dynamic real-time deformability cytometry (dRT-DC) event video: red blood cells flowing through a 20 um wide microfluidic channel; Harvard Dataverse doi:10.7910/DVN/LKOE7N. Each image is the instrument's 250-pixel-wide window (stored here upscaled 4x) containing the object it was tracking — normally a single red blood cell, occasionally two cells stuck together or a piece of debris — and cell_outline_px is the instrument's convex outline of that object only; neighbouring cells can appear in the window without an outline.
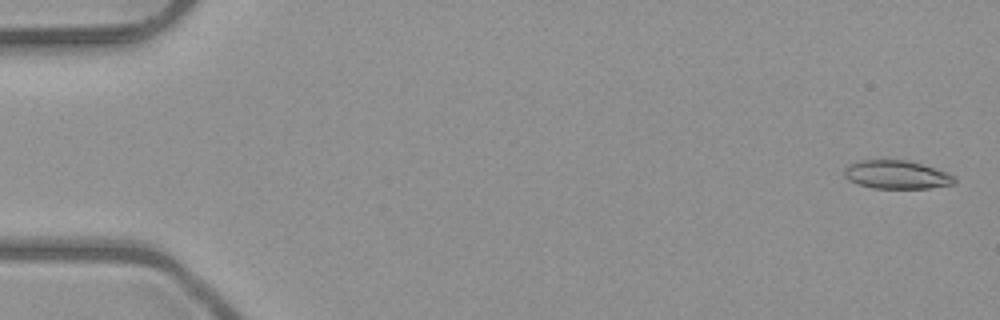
{"species": "common noctule bat (a hibernating species)", "species_latin": "Nyctalus noctula", "temperature_condition": "room temperature", "stored_images_in_passage": 52, "camera_frame_rate_fps": 3000, "um_per_image_px": 0.085, "animal": {"sex": "male", "body_mass_g": 23.1, "forearm_length_mm": 52.7}, "frame": {"image": 1, "passage_image": 2, "time_ms": 0.333, "image_size_px": [1000, 320], "cell_outline_px": [[956, 180], [952, 184], [928, 188], [872, 188], [848, 180], [844, 176], [844, 168], [848, 164], [856, 160], [908, 160], [948, 172], [956, 176]], "centroid_in_image_um": [76.2, 14.83], "position_along_channel_um": 8.8, "area_um2": 18.32}}
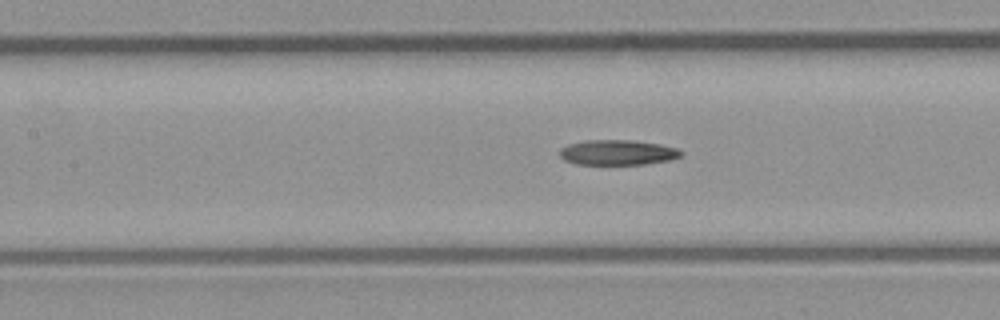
{"frame": {"image": 2, "passage_image": 24, "time_ms": 7.667, "image_size_px": [1000, 320], "cell_outline_px": [[684, 152], [680, 156], [672, 160], [644, 164], [576, 164], [564, 160], [560, 156], [560, 148], [568, 144], [588, 140], [628, 140], [660, 144], [676, 148]], "centroid_in_image_um": [52.5, 12.96], "position_along_channel_um": 154.9, "area_um2": 17.74}}
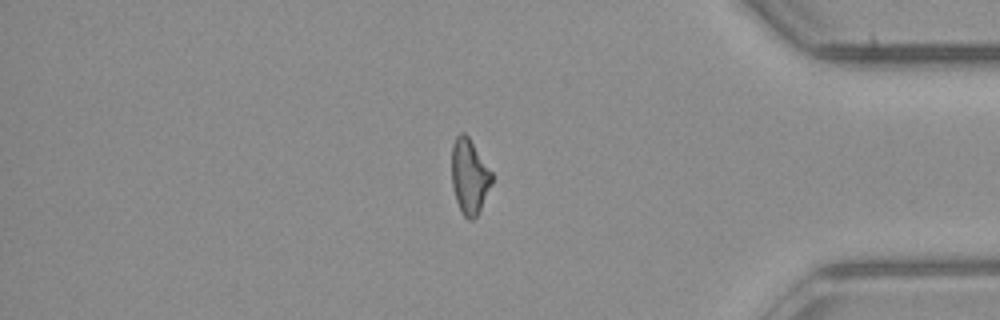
{"frame": {"image": 3, "passage_image": 44, "time_ms": 14.333, "image_size_px": [1000, 320], "cell_outline_px": [[492, 184], [476, 216], [472, 220], [468, 220], [464, 216], [456, 200], [452, 184], [452, 144], [456, 136], [460, 132], [464, 132], [468, 136], [492, 172]], "centroid_in_image_um": [39.89, 14.97], "position_along_channel_um": 395.3, "area_um2": 17.34}}